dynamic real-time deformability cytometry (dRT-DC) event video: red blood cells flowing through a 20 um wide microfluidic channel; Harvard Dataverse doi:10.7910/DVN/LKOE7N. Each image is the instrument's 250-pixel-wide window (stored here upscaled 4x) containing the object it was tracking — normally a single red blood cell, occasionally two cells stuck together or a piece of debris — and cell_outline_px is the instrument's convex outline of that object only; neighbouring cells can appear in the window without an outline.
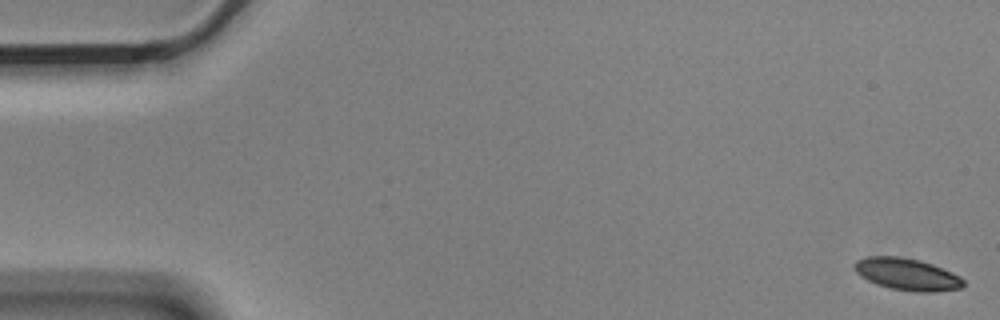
{"species": "Egyptian fruit bat (a non-hibernating species)", "species_latin": "Rousettus aegyptiacus", "temperature_condition": "cold", "stored_images_in_passage": 9, "segment_of_instrument_passage": [1, 2], "camera_frame_rate_fps": 3000, "um_per_image_px": 0.085, "animal": {"sex": "male"}, "frame": {"image": 1, "passage_image": 1, "time_ms": 0.0, "image_size_px": [1000, 320], "cell_outline_px": [[964, 284], [960, 288], [932, 292], [916, 292], [892, 288], [876, 284], [860, 276], [852, 268], [852, 264], [856, 260], [868, 256], [900, 256], [920, 260], [932, 264], [952, 272], [960, 276], [964, 280]], "centroid_in_image_um": [77.06, 23.3], "position_along_channel_um": 7.9, "area_um2": 20.4}}
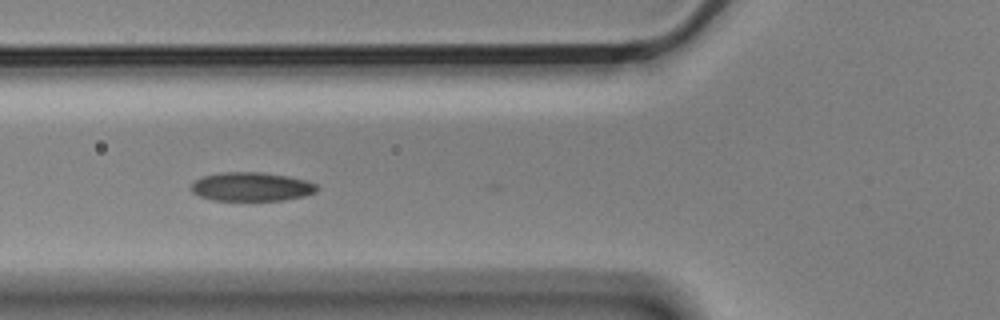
{"frame": {"image": 2, "passage_image": 6, "time_ms": 1.667, "image_size_px": [1000, 320], "cell_outline_px": [[316, 192], [304, 196], [284, 200], [212, 200], [200, 196], [192, 192], [192, 184], [196, 180], [204, 176], [220, 172], [260, 172], [288, 176], [308, 180], [316, 184]], "centroid_in_image_um": [21.39, 15.87], "position_along_channel_um": 104.4, "area_um2": 21.04}}
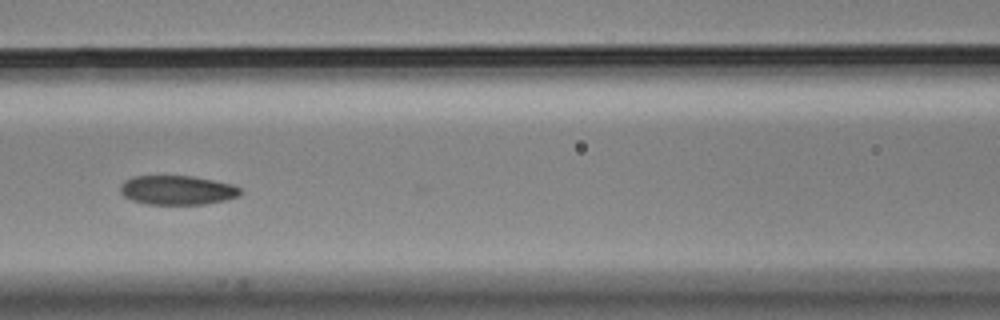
{"frame": {"image": 3, "passage_image": 7, "time_ms": 2.0, "image_size_px": [1000, 320], "cell_outline_px": [[240, 196], [224, 200], [204, 204], [148, 204], [132, 200], [124, 196], [120, 192], [120, 184], [124, 180], [132, 176], [192, 176], [232, 184], [240, 188]], "centroid_in_image_um": [15.04, 16.15], "position_along_channel_um": 151.6, "area_um2": 20.4}}